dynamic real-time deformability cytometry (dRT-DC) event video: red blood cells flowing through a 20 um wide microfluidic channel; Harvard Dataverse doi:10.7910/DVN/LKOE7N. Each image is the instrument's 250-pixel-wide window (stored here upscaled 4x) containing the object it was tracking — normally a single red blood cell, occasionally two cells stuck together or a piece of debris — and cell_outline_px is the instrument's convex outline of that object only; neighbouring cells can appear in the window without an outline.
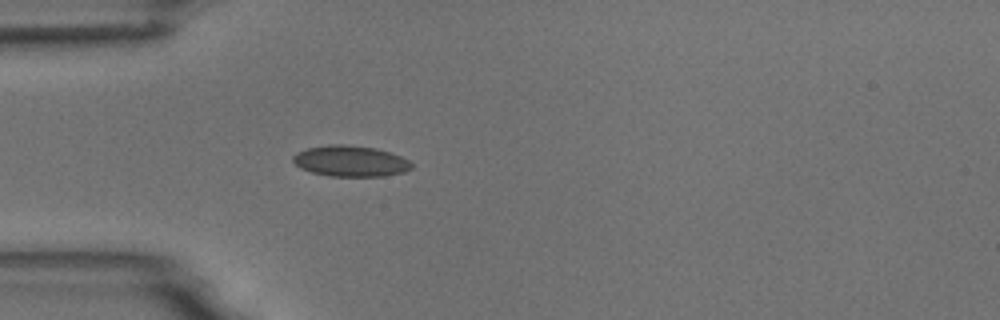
{"species": "common noctule bat (a hibernating species)", "species_latin": "Nyctalus noctula", "temperature_condition": "room temperature", "stored_images_in_passage": 1, "camera_frame_rate_fps": 3000, "um_per_image_px": 0.085, "animal": {"sex": "male", "body_mass_g": 18.8}, "frame": {"image": 1, "passage_image": 1, "time_ms": 0.0, "image_size_px": [1000, 320], "cell_outline_px": [[412, 168], [404, 172], [384, 176], [328, 176], [312, 172], [300, 168], [292, 160], [292, 156], [296, 152], [308, 148], [328, 144], [344, 144], [376, 148], [400, 156], [408, 160], [412, 164]], "centroid_in_image_um": [29.77, 13.69], "position_along_channel_um": 55.2, "area_um2": 21.39}}